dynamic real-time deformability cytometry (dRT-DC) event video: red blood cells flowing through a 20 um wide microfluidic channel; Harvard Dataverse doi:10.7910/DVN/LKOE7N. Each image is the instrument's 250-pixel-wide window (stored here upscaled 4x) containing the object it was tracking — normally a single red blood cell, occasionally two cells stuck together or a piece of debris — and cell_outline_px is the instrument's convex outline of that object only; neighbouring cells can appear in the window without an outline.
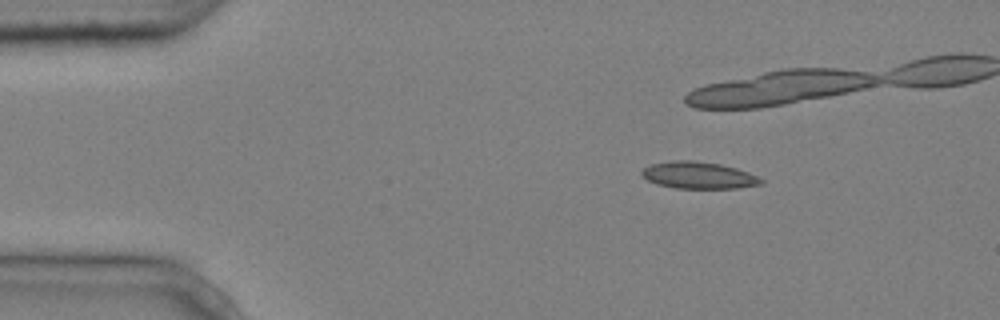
{"species": "common noctule bat (a hibernating species)", "species_latin": "Nyctalus noctula", "temperature_condition": "cold", "stored_images_in_passage": 5, "camera_frame_rate_fps": 3000, "um_per_image_px": 0.085, "animal": {"sex": "male", "body_mass_g": 20.4}, "frame": {"image": 1, "passage_image": 1, "time_ms": 0.0, "image_size_px": [1000, 320], "cell_outline_px": [[764, 180], [760, 184], [736, 188], [676, 188], [656, 184], [648, 180], [640, 172], [644, 168], [652, 164], [672, 160], [692, 160], [720, 164], [736, 168], [748, 172]], "centroid_in_image_um": [59.36, 14.89], "position_along_channel_um": 25.6, "area_um2": 18.5}}